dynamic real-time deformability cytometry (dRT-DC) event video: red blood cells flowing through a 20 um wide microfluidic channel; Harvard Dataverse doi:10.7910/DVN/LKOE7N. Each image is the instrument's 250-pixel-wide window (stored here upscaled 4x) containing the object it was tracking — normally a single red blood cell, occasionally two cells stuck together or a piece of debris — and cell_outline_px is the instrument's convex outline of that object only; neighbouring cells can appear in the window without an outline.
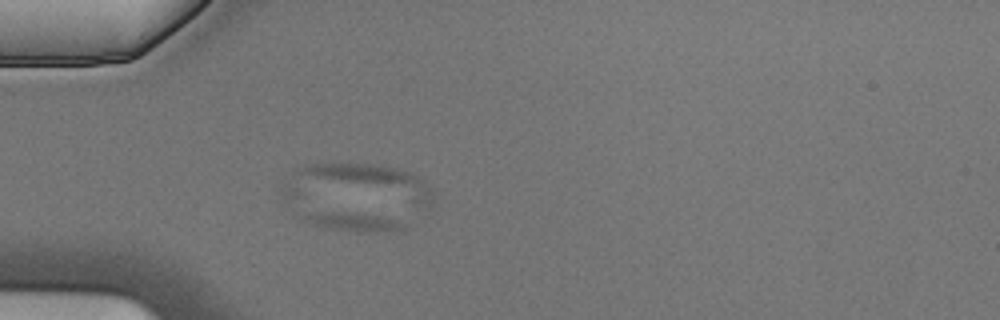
{"species": "Egyptian fruit bat (a non-hibernating species)", "species_latin": "Rousettus aegyptiacus", "temperature_condition": "cold", "stored_images_in_passage": 4, "camera_frame_rate_fps": 3000, "um_per_image_px": 0.085, "animal": {"sex": "male"}, "frame": {"image": 1, "passage_image": 4, "time_ms": 1.0, "image_size_px": [1000, 320], "cell_outline_px": [[408, 224], [404, 228], [388, 232], [356, 232], [324, 228], [312, 224], [296, 216], [324, 212], [348, 212], [380, 216], [396, 220]], "centroid_in_image_um": [30.04, 18.87], "position_along_channel_um": 55.0, "area_um2": 10.98}}